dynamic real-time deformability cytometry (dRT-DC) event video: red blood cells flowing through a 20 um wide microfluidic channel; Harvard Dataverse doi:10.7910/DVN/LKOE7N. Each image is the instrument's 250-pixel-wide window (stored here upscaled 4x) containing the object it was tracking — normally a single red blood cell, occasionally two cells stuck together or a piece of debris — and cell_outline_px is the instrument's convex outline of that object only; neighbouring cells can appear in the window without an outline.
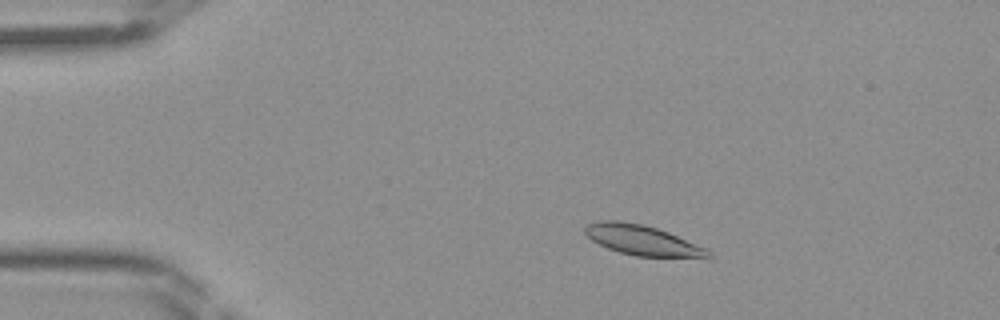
{"species": "Egyptian fruit bat (a non-hibernating species)", "species_latin": "Rousettus aegyptiacus", "temperature_condition": "room temperature", "stored_images_in_passage": 44, "camera_frame_rate_fps": 3000, "um_per_image_px": 0.085, "frame": {"image": 1, "passage_image": 7, "time_ms": 2.0, "image_size_px": [1000, 320], "cell_outline_px": [[712, 256], [708, 260], [636, 256], [620, 252], [608, 248], [592, 240], [584, 232], [584, 228], [588, 224], [600, 220], [620, 220], [640, 224], [656, 228], [668, 232], [708, 248], [712, 252]], "centroid_in_image_um": [54.75, 20.47], "position_along_channel_um": 30.3, "area_um2": 22.25}}
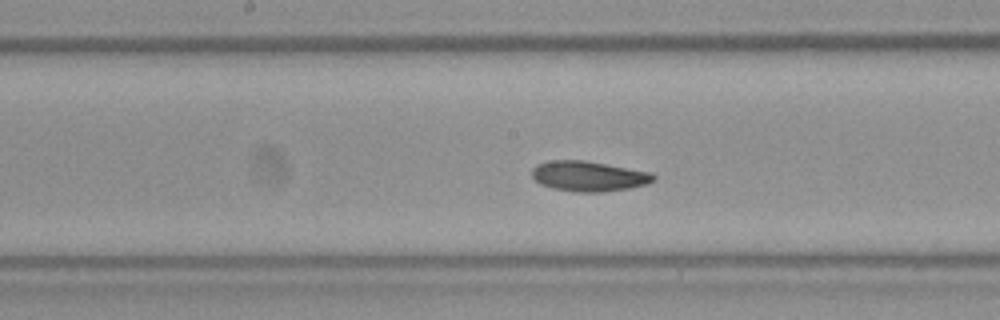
{"frame": {"image": 2, "passage_image": 22, "time_ms": 7.0, "image_size_px": [1000, 320], "cell_outline_px": [[656, 176], [648, 184], [628, 188], [600, 192], [576, 192], [552, 188], [540, 184], [532, 176], [532, 168], [536, 164], [548, 160], [584, 160], [652, 172]], "centroid_in_image_um": [50.01, 14.97], "position_along_channel_um": 198.2, "area_um2": 21.44}}
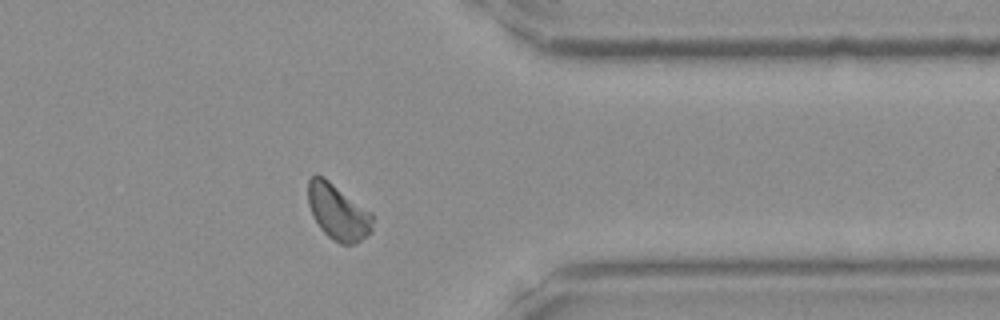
{"frame": {"image": 3, "passage_image": 35, "time_ms": 11.333, "image_size_px": [1000, 320], "cell_outline_px": [[372, 232], [356, 244], [340, 244], [328, 236], [320, 228], [312, 216], [308, 204], [308, 180], [316, 172], [324, 176], [372, 212]], "centroid_in_image_um": [28.72, 18.0], "position_along_channel_um": 382.7, "area_um2": 21.33}}